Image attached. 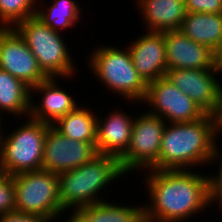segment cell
<instances>
[{
  "label": "cell",
  "instance_id": "6da1fadb",
  "mask_svg": "<svg viewBox=\"0 0 222 222\" xmlns=\"http://www.w3.org/2000/svg\"><path fill=\"white\" fill-rule=\"evenodd\" d=\"M145 172L144 187L151 198L144 205L145 222H189L209 207L208 176L190 169Z\"/></svg>",
  "mask_w": 222,
  "mask_h": 222
},
{
  "label": "cell",
  "instance_id": "7a4b0ae2",
  "mask_svg": "<svg viewBox=\"0 0 222 222\" xmlns=\"http://www.w3.org/2000/svg\"><path fill=\"white\" fill-rule=\"evenodd\" d=\"M168 124V125H167ZM217 134L211 114L194 122L166 123L160 147L159 170L190 169L210 164Z\"/></svg>",
  "mask_w": 222,
  "mask_h": 222
},
{
  "label": "cell",
  "instance_id": "3957f363",
  "mask_svg": "<svg viewBox=\"0 0 222 222\" xmlns=\"http://www.w3.org/2000/svg\"><path fill=\"white\" fill-rule=\"evenodd\" d=\"M124 174L119 158L104 154L96 155L80 167L59 173V199L64 212L105 201V197L104 200L98 197L101 191L105 193V188Z\"/></svg>",
  "mask_w": 222,
  "mask_h": 222
},
{
  "label": "cell",
  "instance_id": "277c9868",
  "mask_svg": "<svg viewBox=\"0 0 222 222\" xmlns=\"http://www.w3.org/2000/svg\"><path fill=\"white\" fill-rule=\"evenodd\" d=\"M110 46L93 49L88 62L91 73L100 80L105 89L122 96L127 102H142L148 84L138 74L133 65L129 49ZM125 48V50H124ZM134 100V101H133ZM136 100V101H135Z\"/></svg>",
  "mask_w": 222,
  "mask_h": 222
},
{
  "label": "cell",
  "instance_id": "5b68a950",
  "mask_svg": "<svg viewBox=\"0 0 222 222\" xmlns=\"http://www.w3.org/2000/svg\"><path fill=\"white\" fill-rule=\"evenodd\" d=\"M14 29L24 39L48 78H74L72 76L76 75L78 65H75V61L70 57L71 53L63 34L53 31L36 16L23 20Z\"/></svg>",
  "mask_w": 222,
  "mask_h": 222
},
{
  "label": "cell",
  "instance_id": "8992f818",
  "mask_svg": "<svg viewBox=\"0 0 222 222\" xmlns=\"http://www.w3.org/2000/svg\"><path fill=\"white\" fill-rule=\"evenodd\" d=\"M25 120L6 136L0 129V171L11 176L42 170L45 137L50 124L30 117Z\"/></svg>",
  "mask_w": 222,
  "mask_h": 222
},
{
  "label": "cell",
  "instance_id": "52a82bcc",
  "mask_svg": "<svg viewBox=\"0 0 222 222\" xmlns=\"http://www.w3.org/2000/svg\"><path fill=\"white\" fill-rule=\"evenodd\" d=\"M15 211L37 215L53 222L64 214L59 199L57 173L39 170L13 176ZM58 217V218H57Z\"/></svg>",
  "mask_w": 222,
  "mask_h": 222
},
{
  "label": "cell",
  "instance_id": "ba28073f",
  "mask_svg": "<svg viewBox=\"0 0 222 222\" xmlns=\"http://www.w3.org/2000/svg\"><path fill=\"white\" fill-rule=\"evenodd\" d=\"M166 122L159 116L142 112L134 118L127 151L119 158L123 172L159 170V155Z\"/></svg>",
  "mask_w": 222,
  "mask_h": 222
},
{
  "label": "cell",
  "instance_id": "9c48e42d",
  "mask_svg": "<svg viewBox=\"0 0 222 222\" xmlns=\"http://www.w3.org/2000/svg\"><path fill=\"white\" fill-rule=\"evenodd\" d=\"M142 102L152 108L148 113L161 117L166 123L194 122L207 114L166 76L148 83Z\"/></svg>",
  "mask_w": 222,
  "mask_h": 222
},
{
  "label": "cell",
  "instance_id": "30bf717a",
  "mask_svg": "<svg viewBox=\"0 0 222 222\" xmlns=\"http://www.w3.org/2000/svg\"><path fill=\"white\" fill-rule=\"evenodd\" d=\"M0 69L21 80L30 89L48 79L14 28H0Z\"/></svg>",
  "mask_w": 222,
  "mask_h": 222
},
{
  "label": "cell",
  "instance_id": "8fae6325",
  "mask_svg": "<svg viewBox=\"0 0 222 222\" xmlns=\"http://www.w3.org/2000/svg\"><path fill=\"white\" fill-rule=\"evenodd\" d=\"M96 155V143L69 139L50 125L45 137L42 170L59 174L82 166Z\"/></svg>",
  "mask_w": 222,
  "mask_h": 222
},
{
  "label": "cell",
  "instance_id": "7c38bea8",
  "mask_svg": "<svg viewBox=\"0 0 222 222\" xmlns=\"http://www.w3.org/2000/svg\"><path fill=\"white\" fill-rule=\"evenodd\" d=\"M165 76L207 114L214 111L220 83L215 68L168 69Z\"/></svg>",
  "mask_w": 222,
  "mask_h": 222
},
{
  "label": "cell",
  "instance_id": "4fadbf2b",
  "mask_svg": "<svg viewBox=\"0 0 222 222\" xmlns=\"http://www.w3.org/2000/svg\"><path fill=\"white\" fill-rule=\"evenodd\" d=\"M128 46L133 65L148 84L166 75L168 67L164 32L146 31Z\"/></svg>",
  "mask_w": 222,
  "mask_h": 222
},
{
  "label": "cell",
  "instance_id": "5bb4252c",
  "mask_svg": "<svg viewBox=\"0 0 222 222\" xmlns=\"http://www.w3.org/2000/svg\"><path fill=\"white\" fill-rule=\"evenodd\" d=\"M168 69L215 68L214 52L185 36L181 30L164 32Z\"/></svg>",
  "mask_w": 222,
  "mask_h": 222
},
{
  "label": "cell",
  "instance_id": "9a60e30c",
  "mask_svg": "<svg viewBox=\"0 0 222 222\" xmlns=\"http://www.w3.org/2000/svg\"><path fill=\"white\" fill-rule=\"evenodd\" d=\"M56 80L57 78H48L30 89V118L53 125L79 106L76 99L65 88H61ZM33 91L42 94V99L37 104L32 100V95H35Z\"/></svg>",
  "mask_w": 222,
  "mask_h": 222
},
{
  "label": "cell",
  "instance_id": "2e32d148",
  "mask_svg": "<svg viewBox=\"0 0 222 222\" xmlns=\"http://www.w3.org/2000/svg\"><path fill=\"white\" fill-rule=\"evenodd\" d=\"M133 122L134 117L120 109L104 117L98 115L96 133L98 154L120 158L129 147Z\"/></svg>",
  "mask_w": 222,
  "mask_h": 222
},
{
  "label": "cell",
  "instance_id": "e0dca14e",
  "mask_svg": "<svg viewBox=\"0 0 222 222\" xmlns=\"http://www.w3.org/2000/svg\"><path fill=\"white\" fill-rule=\"evenodd\" d=\"M145 29L151 32L180 30L186 16L185 3L179 0H135Z\"/></svg>",
  "mask_w": 222,
  "mask_h": 222
},
{
  "label": "cell",
  "instance_id": "ac0fdd59",
  "mask_svg": "<svg viewBox=\"0 0 222 222\" xmlns=\"http://www.w3.org/2000/svg\"><path fill=\"white\" fill-rule=\"evenodd\" d=\"M181 32L215 52L222 46V13H190L183 19Z\"/></svg>",
  "mask_w": 222,
  "mask_h": 222
},
{
  "label": "cell",
  "instance_id": "d6986e66",
  "mask_svg": "<svg viewBox=\"0 0 222 222\" xmlns=\"http://www.w3.org/2000/svg\"><path fill=\"white\" fill-rule=\"evenodd\" d=\"M29 117L30 88L7 71L0 69V113ZM0 114V119L3 118ZM2 115V116H1Z\"/></svg>",
  "mask_w": 222,
  "mask_h": 222
},
{
  "label": "cell",
  "instance_id": "ffe728a7",
  "mask_svg": "<svg viewBox=\"0 0 222 222\" xmlns=\"http://www.w3.org/2000/svg\"><path fill=\"white\" fill-rule=\"evenodd\" d=\"M82 107L59 118L52 126L69 139L96 143L97 115L88 107Z\"/></svg>",
  "mask_w": 222,
  "mask_h": 222
},
{
  "label": "cell",
  "instance_id": "44dd1931",
  "mask_svg": "<svg viewBox=\"0 0 222 222\" xmlns=\"http://www.w3.org/2000/svg\"><path fill=\"white\" fill-rule=\"evenodd\" d=\"M52 4L47 7L41 3L36 8V17L45 25L49 26L53 31L61 33L65 29L76 26L81 20L82 8L75 0H52ZM49 6V7H48ZM39 7V8H38ZM43 10V11H42ZM64 29V30H63Z\"/></svg>",
  "mask_w": 222,
  "mask_h": 222
},
{
  "label": "cell",
  "instance_id": "7402d4cb",
  "mask_svg": "<svg viewBox=\"0 0 222 222\" xmlns=\"http://www.w3.org/2000/svg\"><path fill=\"white\" fill-rule=\"evenodd\" d=\"M92 222H145L144 206L119 205L108 200L81 209Z\"/></svg>",
  "mask_w": 222,
  "mask_h": 222
},
{
  "label": "cell",
  "instance_id": "603a6c76",
  "mask_svg": "<svg viewBox=\"0 0 222 222\" xmlns=\"http://www.w3.org/2000/svg\"><path fill=\"white\" fill-rule=\"evenodd\" d=\"M38 0H0V28H14L36 15Z\"/></svg>",
  "mask_w": 222,
  "mask_h": 222
},
{
  "label": "cell",
  "instance_id": "cb8c5ba5",
  "mask_svg": "<svg viewBox=\"0 0 222 222\" xmlns=\"http://www.w3.org/2000/svg\"><path fill=\"white\" fill-rule=\"evenodd\" d=\"M219 146H215L214 153L212 158L210 159V164L215 162V164L219 161V170L216 172V176L207 175L208 176V200L209 206L212 205L213 202L218 204L220 210L222 209V150H219ZM221 159V160H220ZM217 160V161H216ZM221 162V164H220ZM218 174V175H217ZM222 212V210H221Z\"/></svg>",
  "mask_w": 222,
  "mask_h": 222
},
{
  "label": "cell",
  "instance_id": "d4e9b609",
  "mask_svg": "<svg viewBox=\"0 0 222 222\" xmlns=\"http://www.w3.org/2000/svg\"><path fill=\"white\" fill-rule=\"evenodd\" d=\"M15 211L13 176L0 171V214Z\"/></svg>",
  "mask_w": 222,
  "mask_h": 222
},
{
  "label": "cell",
  "instance_id": "484cf974",
  "mask_svg": "<svg viewBox=\"0 0 222 222\" xmlns=\"http://www.w3.org/2000/svg\"><path fill=\"white\" fill-rule=\"evenodd\" d=\"M185 6L190 13H222V0H187Z\"/></svg>",
  "mask_w": 222,
  "mask_h": 222
},
{
  "label": "cell",
  "instance_id": "4316f807",
  "mask_svg": "<svg viewBox=\"0 0 222 222\" xmlns=\"http://www.w3.org/2000/svg\"><path fill=\"white\" fill-rule=\"evenodd\" d=\"M0 222H48L46 219L37 215L12 211L0 214Z\"/></svg>",
  "mask_w": 222,
  "mask_h": 222
},
{
  "label": "cell",
  "instance_id": "83f0119b",
  "mask_svg": "<svg viewBox=\"0 0 222 222\" xmlns=\"http://www.w3.org/2000/svg\"><path fill=\"white\" fill-rule=\"evenodd\" d=\"M222 83H219L217 103L214 111L211 113L214 128L217 134L222 133Z\"/></svg>",
  "mask_w": 222,
  "mask_h": 222
},
{
  "label": "cell",
  "instance_id": "f1b7e54d",
  "mask_svg": "<svg viewBox=\"0 0 222 222\" xmlns=\"http://www.w3.org/2000/svg\"><path fill=\"white\" fill-rule=\"evenodd\" d=\"M70 211H72L71 216H69L67 219H64L65 222H92L90 218L82 210H70Z\"/></svg>",
  "mask_w": 222,
  "mask_h": 222
},
{
  "label": "cell",
  "instance_id": "f546056e",
  "mask_svg": "<svg viewBox=\"0 0 222 222\" xmlns=\"http://www.w3.org/2000/svg\"><path fill=\"white\" fill-rule=\"evenodd\" d=\"M214 66L216 73L222 74V46L214 52Z\"/></svg>",
  "mask_w": 222,
  "mask_h": 222
},
{
  "label": "cell",
  "instance_id": "4dcf8cb0",
  "mask_svg": "<svg viewBox=\"0 0 222 222\" xmlns=\"http://www.w3.org/2000/svg\"><path fill=\"white\" fill-rule=\"evenodd\" d=\"M2 125H3V123H2V121H1V119H0V129L2 128Z\"/></svg>",
  "mask_w": 222,
  "mask_h": 222
},
{
  "label": "cell",
  "instance_id": "1f68e13d",
  "mask_svg": "<svg viewBox=\"0 0 222 222\" xmlns=\"http://www.w3.org/2000/svg\"><path fill=\"white\" fill-rule=\"evenodd\" d=\"M179 1H181V2H183V3H186V2H187V0H179Z\"/></svg>",
  "mask_w": 222,
  "mask_h": 222
},
{
  "label": "cell",
  "instance_id": "d6a6232c",
  "mask_svg": "<svg viewBox=\"0 0 222 222\" xmlns=\"http://www.w3.org/2000/svg\"><path fill=\"white\" fill-rule=\"evenodd\" d=\"M38 1H39V0H38ZM40 2L43 4V2H45V1H44V0H40L38 3H40Z\"/></svg>",
  "mask_w": 222,
  "mask_h": 222
}]
</instances>
